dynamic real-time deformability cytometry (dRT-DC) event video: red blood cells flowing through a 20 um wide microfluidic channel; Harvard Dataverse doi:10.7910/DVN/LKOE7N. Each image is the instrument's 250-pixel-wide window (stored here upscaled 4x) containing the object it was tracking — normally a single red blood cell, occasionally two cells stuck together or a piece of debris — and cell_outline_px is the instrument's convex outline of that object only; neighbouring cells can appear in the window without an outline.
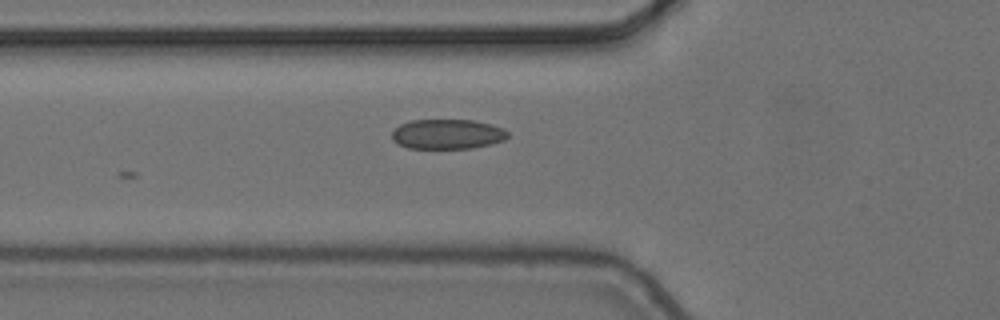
{"species": "common noctule bat (a hibernating species)", "species_latin": "Nyctalus noctula", "temperature_condition": "cold", "stored_images_in_passage": 6, "camera_frame_rate_fps": 3000, "um_per_image_px": 0.085, "animal": {"sex": "female", "body_mass_g": 24.6, "forearm_length_mm": 56.2}, "frame": {"image": 1, "passage_image": 6, "time_ms": 1.667, "image_size_px": [1000, 320], "cell_outline_px": [[508, 136], [504, 140], [492, 144], [472, 148], [408, 148], [392, 140], [392, 132], [400, 124], [412, 120], [472, 120], [492, 124], [504, 128], [508, 132]], "centroid_in_image_um": [38.06, 11.4], "position_along_channel_um": 87.7, "area_um2": 20.17}}